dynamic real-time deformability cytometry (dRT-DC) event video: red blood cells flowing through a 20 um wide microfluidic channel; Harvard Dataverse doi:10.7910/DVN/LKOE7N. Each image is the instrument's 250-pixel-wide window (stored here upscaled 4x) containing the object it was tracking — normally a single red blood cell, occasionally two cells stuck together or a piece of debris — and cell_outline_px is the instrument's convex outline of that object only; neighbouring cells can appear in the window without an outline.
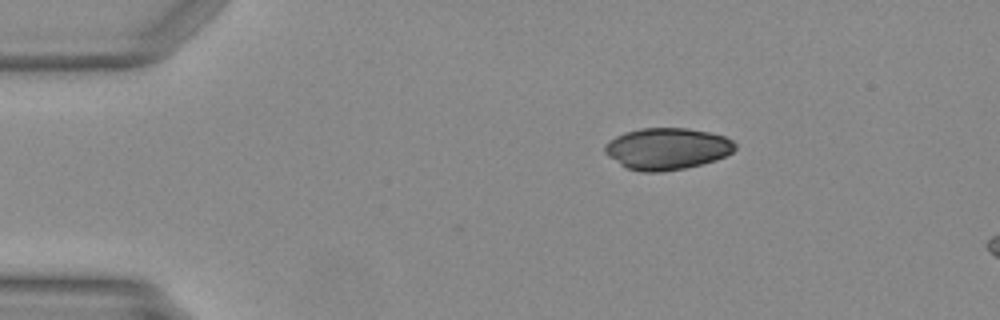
{"species": "Egyptian fruit bat (a non-hibernating species)", "species_latin": "Rousettus aegyptiacus", "temperature_condition": "warm", "stored_images_in_passage": 41, "camera_frame_rate_fps": 3000, "um_per_image_px": 0.085, "animal": {"sex": "female"}, "frame": {"image": 1, "passage_image": 1, "time_ms": 0.0, "image_size_px": [1000, 320], "cell_outline_px": [[736, 148], [732, 152], [716, 160], [684, 168], [660, 172], [640, 172], [628, 168], [620, 164], [608, 156], [604, 152], [604, 148], [616, 136], [624, 132], [640, 128], [684, 128], [708, 132], [724, 136], [732, 140], [736, 144]], "centroid_in_image_um": [56.7, 12.64], "position_along_channel_um": 28.3, "area_um2": 31.39}}
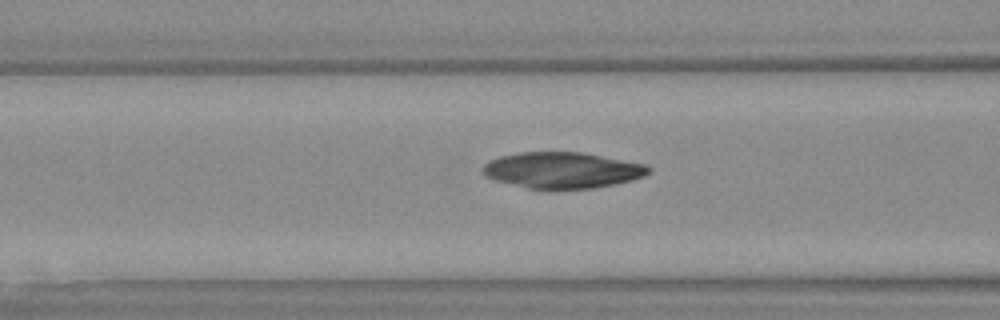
{"frame": {"image": 2, "passage_image": 12, "time_ms": 3.667, "image_size_px": [1000, 320], "cell_outline_px": [[652, 168], [644, 176], [632, 180], [592, 188], [528, 188], [496, 180], [488, 176], [484, 172], [484, 164], [488, 160], [500, 156], [520, 152], [584, 152], [648, 164]], "centroid_in_image_um": [47.85, 14.44], "position_along_channel_um": 118.8, "area_um2": 34.56}}
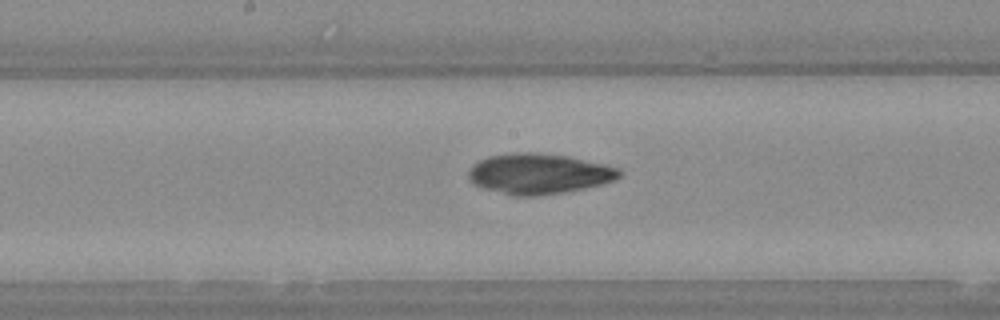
{"frame": {"image": 3, "passage_image": 18, "time_ms": 5.667, "image_size_px": [1000, 320], "cell_outline_px": [[620, 176], [616, 180], [584, 188], [564, 192], [536, 196], [512, 196], [476, 184], [468, 176], [468, 172], [472, 164], [488, 156], [512, 152], [540, 152], [568, 156], [604, 164], [616, 168], [620, 172]], "centroid_in_image_um": [45.8, 14.75], "position_along_channel_um": 202.4, "area_um2": 35.32}}